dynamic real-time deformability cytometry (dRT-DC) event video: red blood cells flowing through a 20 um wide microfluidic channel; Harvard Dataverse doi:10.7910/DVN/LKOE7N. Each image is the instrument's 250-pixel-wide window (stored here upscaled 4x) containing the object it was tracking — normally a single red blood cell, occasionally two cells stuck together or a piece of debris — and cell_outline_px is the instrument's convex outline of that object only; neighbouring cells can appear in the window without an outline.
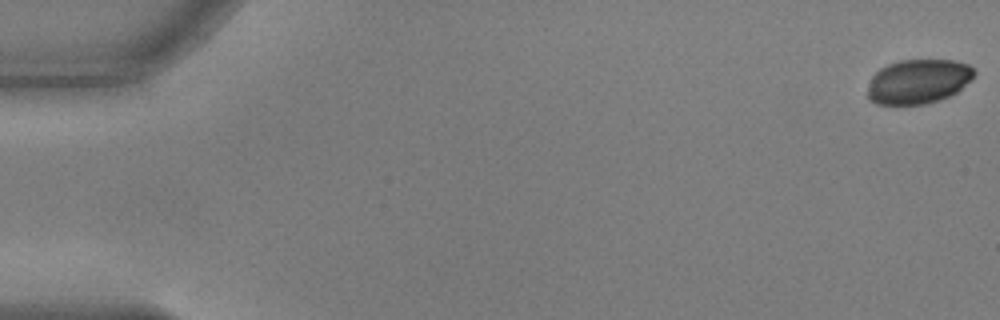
{"species": "common noctule bat (a hibernating species)", "species_latin": "Nyctalus noctula", "temperature_condition": "warm", "stored_images_in_passage": 57, "camera_frame_rate_fps": 3000, "um_per_image_px": 0.085, "animal": {"sex": "male", "body_mass_g": 17.9, "forearm_length_mm": 54.2}, "frame": {"image": 1, "passage_image": 1, "time_ms": 0.0, "image_size_px": [1000, 320], "cell_outline_px": [[976, 72], [972, 80], [956, 92], [948, 96], [924, 104], [876, 104], [868, 100], [868, 88], [872, 76], [880, 68], [888, 64], [900, 60], [952, 60], [968, 64]], "centroid_in_image_um": [78.05, 6.92], "position_along_channel_um": 7.0, "area_um2": 27.51}}
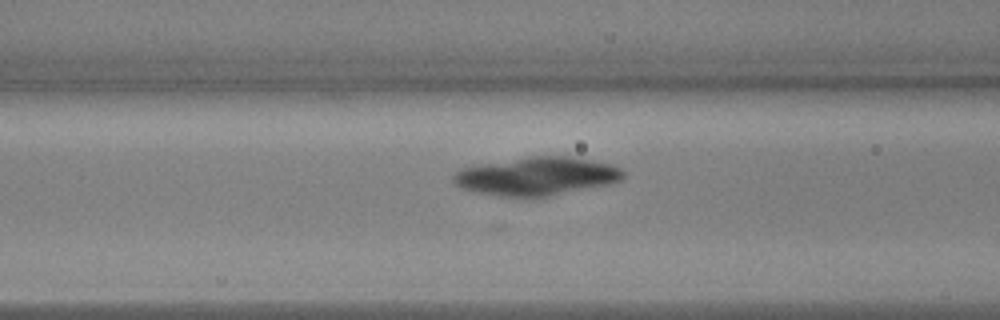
{"frame": {"image": 2, "passage_image": 23, "time_ms": 7.333, "image_size_px": [1000, 320], "cell_outline_px": [[624, 176], [620, 180], [608, 184], [548, 196], [496, 196], [460, 188], [452, 180], [452, 176], [460, 168], [476, 164], [532, 156], [568, 156], [592, 160], [612, 164], [620, 168], [624, 172]], "centroid_in_image_um": [45.58, 14.96], "position_along_channel_um": 121.0, "area_um2": 37.74}}
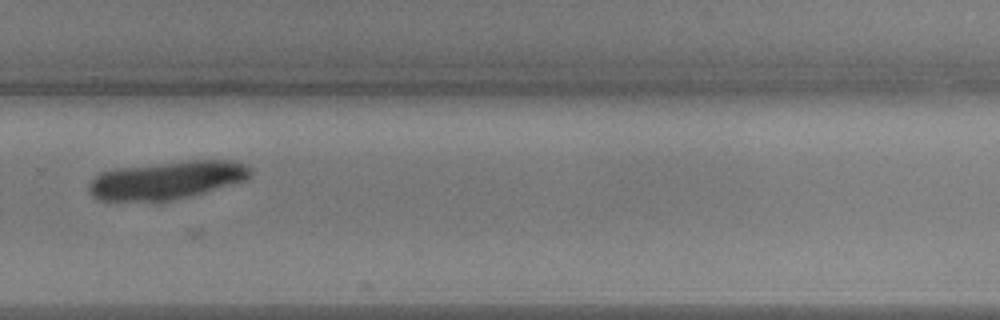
{"frame": {"image": 3, "passage_image": 39, "time_ms": 12.667, "image_size_px": [1000, 320], "cell_outline_px": [[252, 172], [244, 180], [204, 192], [160, 204], [96, 200], [88, 192], [88, 184], [96, 176], [104, 172], [120, 168], [188, 160], [228, 160], [244, 164], [252, 168]], "centroid_in_image_um": [14.11, 15.36], "position_along_channel_um": 315.7, "area_um2": 36.36}}